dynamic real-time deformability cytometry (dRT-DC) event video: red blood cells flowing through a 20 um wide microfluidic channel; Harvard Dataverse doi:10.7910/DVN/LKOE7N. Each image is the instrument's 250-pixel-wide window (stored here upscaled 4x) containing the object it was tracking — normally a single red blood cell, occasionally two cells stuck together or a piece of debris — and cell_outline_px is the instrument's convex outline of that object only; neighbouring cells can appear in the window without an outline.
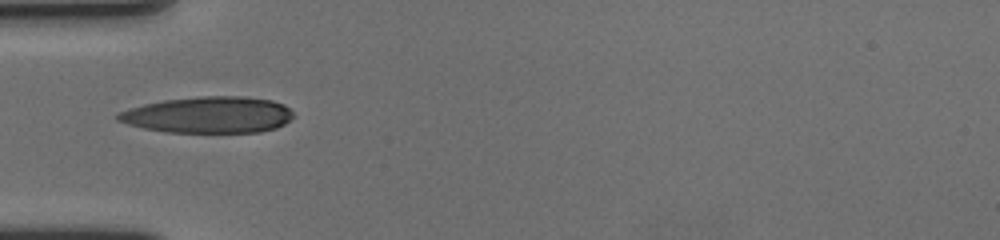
{"species": "human", "species_latin": "Homo sapiens", "temperature_condition": "cold", "stored_images_in_passage": 40, "camera_frame_rate_fps": 3000, "um_per_image_px": 0.085, "donor": {"sex": "female"}, "frame": {"image": 1, "passage_image": 1, "time_ms": 0.0, "image_size_px": [1000, 240], "cell_outline_px": [[296, 116], [284, 124], [276, 128], [260, 132], [164, 132], [144, 128], [128, 124], [116, 120], [116, 112], [128, 108], [144, 104], [164, 100], [196, 96], [244, 96], [272, 100], [284, 104]], "centroid_in_image_um": [17.71, 9.75], "position_along_channel_um": 67.3, "area_um2": 37.51}}
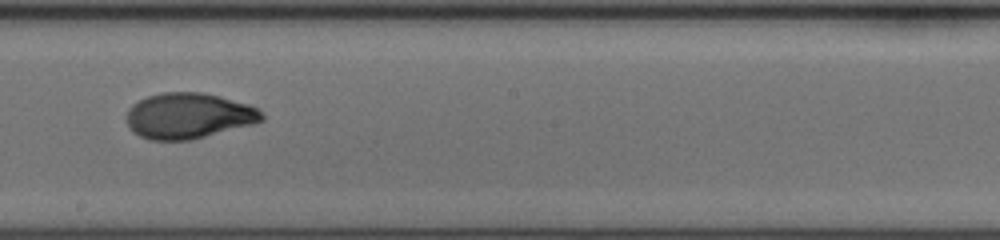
{"frame": {"image": 2, "passage_image": 15, "time_ms": 4.667, "image_size_px": [1000, 240], "cell_outline_px": [[264, 120], [252, 124], [192, 140], [148, 140], [132, 132], [128, 128], [128, 108], [132, 104], [148, 96], [160, 92], [204, 92], [220, 96], [248, 104], [256, 108], [264, 116]], "centroid_in_image_um": [16.01, 9.84], "position_along_channel_um": 232.2, "area_um2": 36.07}}
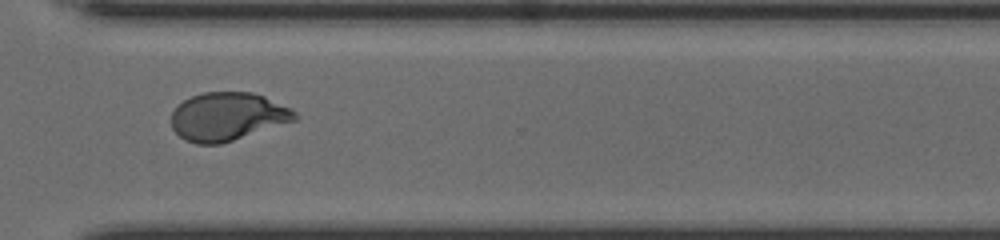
{"frame": {"image": 3, "passage_image": 25, "time_ms": 8.0, "image_size_px": [1000, 240], "cell_outline_px": [[296, 120], [220, 144], [196, 144], [184, 140], [172, 128], [172, 112], [176, 104], [192, 96], [204, 92], [252, 92], [264, 96], [292, 108], [296, 112]], "centroid_in_image_um": [19.32, 9.9], "position_along_channel_um": 351.3, "area_um2": 34.68}, "authors_computed_cell_mechanics": {"area_um2": 35.7782, "velocity_mm_per_s": 3.5617, "shape_relaxation_time_tau1_ms": 5.5056, "shape_relaxation_time_tau2_ms": 1.3729, "deformation_change_tau1": 0.2129, "deformation_change_tau2": 0.0596}}